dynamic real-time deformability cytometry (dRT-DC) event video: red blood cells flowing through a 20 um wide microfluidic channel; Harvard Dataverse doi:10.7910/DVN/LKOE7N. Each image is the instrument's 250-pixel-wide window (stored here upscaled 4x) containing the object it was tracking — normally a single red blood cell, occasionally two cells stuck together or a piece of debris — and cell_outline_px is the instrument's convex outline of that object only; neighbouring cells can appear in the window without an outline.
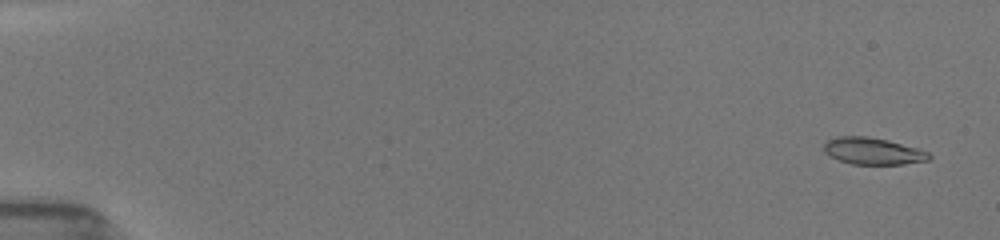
{"species": "common noctule bat (a hibernating species)", "species_latin": "Nyctalus noctula", "temperature_condition": "room temperature", "stored_images_in_passage": 10, "camera_frame_rate_fps": 3000, "um_per_image_px": 0.085, "animal": {"sex": "female", "body_mass_g": 19.5, "forearm_length_mm": 54.1}, "frame": {"image": 1, "passage_image": 1, "time_ms": 0.0, "image_size_px": [1000, 240], "cell_outline_px": [[932, 156], [928, 160], [904, 164], [852, 164], [840, 160], [824, 152], [824, 144], [828, 140], [836, 136], [868, 136], [888, 140], [916, 148], [928, 152]], "centroid_in_image_um": [74.19, 12.83], "position_along_channel_um": 10.8, "area_um2": 16.3}}
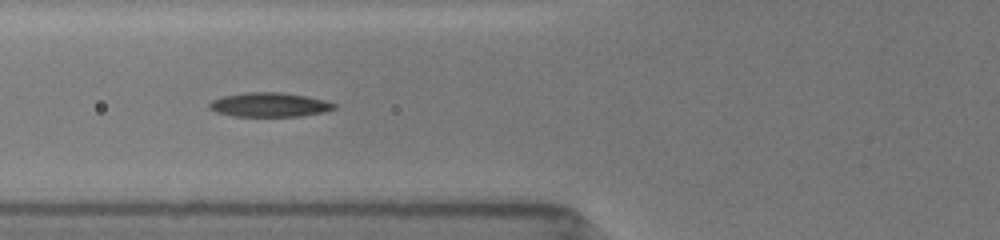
{"frame": {"image": 2, "passage_image": 7, "time_ms": 6.333, "image_size_px": [1000, 240], "cell_outline_px": [[336, 108], [328, 112], [300, 116], [232, 116], [216, 112], [208, 108], [208, 104], [212, 100], [224, 96], [244, 92], [280, 92], [308, 96], [324, 100], [336, 104]], "centroid_in_image_um": [22.92, 8.9], "position_along_channel_um": 102.9, "area_um2": 17.8}}
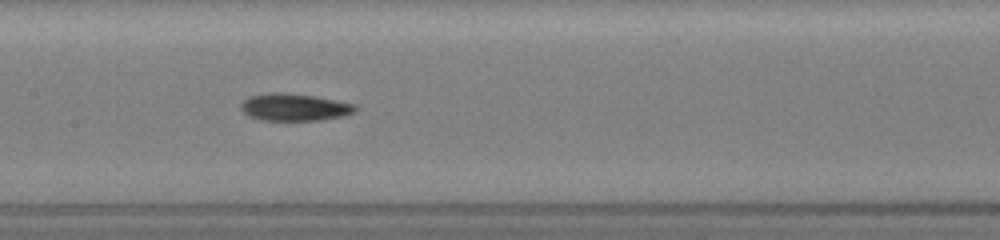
{"frame": {"image": 3, "passage_image": 9, "time_ms": 8.333, "image_size_px": [1000, 240], "cell_outline_px": [[356, 112], [344, 116], [320, 120], [260, 120], [248, 116], [240, 108], [240, 104], [248, 96], [272, 92], [288, 92], [312, 96], [356, 104]], "centroid_in_image_um": [25.0, 9.11], "position_along_channel_um": 182.4, "area_um2": 18.26}}